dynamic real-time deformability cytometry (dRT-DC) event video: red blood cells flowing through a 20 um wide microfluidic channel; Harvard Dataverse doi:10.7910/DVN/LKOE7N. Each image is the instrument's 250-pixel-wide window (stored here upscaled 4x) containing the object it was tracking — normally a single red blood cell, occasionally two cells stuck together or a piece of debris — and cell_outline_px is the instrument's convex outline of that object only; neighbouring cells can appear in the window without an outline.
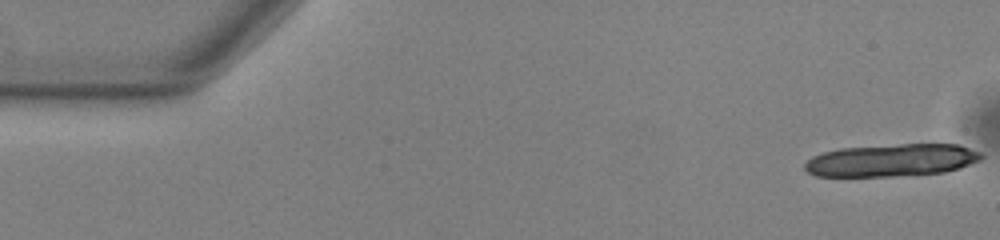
{"species": "common noctule bat (a hibernating species)", "species_latin": "Nyctalus noctula", "temperature_condition": "warm", "stored_images_in_passage": 16, "camera_frame_rate_fps": 3000, "um_per_image_px": 0.085, "animal": {"sex": "male", "body_mass_g": 13.0, "forearm_length_mm": 53.1}, "frame": {"image": 1, "passage_image": 1, "time_ms": 0.0, "image_size_px": [1000, 240], "cell_outline_px": [[984, 156], [980, 160], [960, 168], [944, 172], [892, 176], [816, 176], [808, 172], [804, 168], [804, 164], [812, 156], [824, 152], [840, 148], [900, 144], [960, 144], [980, 152]], "centroid_in_image_um": [75.81, 13.61], "position_along_channel_um": 9.2, "area_um2": 33.41}}